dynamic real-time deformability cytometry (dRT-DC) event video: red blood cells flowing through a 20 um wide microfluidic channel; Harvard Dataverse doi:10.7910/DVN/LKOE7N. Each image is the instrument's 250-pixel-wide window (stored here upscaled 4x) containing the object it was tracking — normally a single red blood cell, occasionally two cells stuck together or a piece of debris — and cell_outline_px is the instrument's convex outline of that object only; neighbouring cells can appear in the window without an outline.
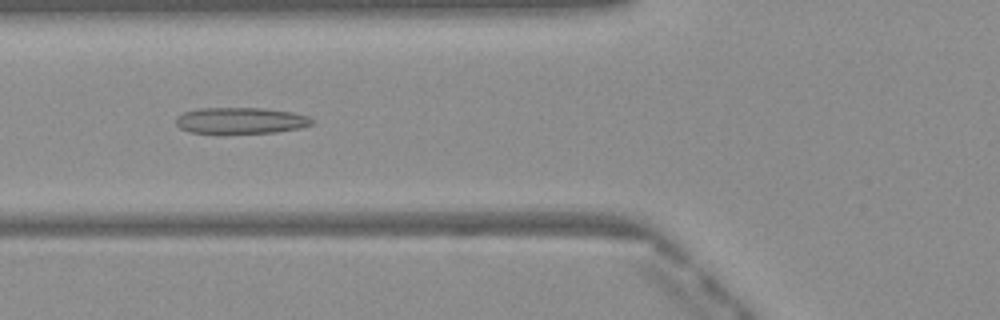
{"species": "Egyptian fruit bat (a non-hibernating species)", "species_latin": "Rousettus aegyptiacus", "temperature_condition": "warm", "stored_images_in_passage": 50, "camera_frame_rate_fps": 3000, "um_per_image_px": 0.085, "frame": {"image": 1, "passage_image": 19, "time_ms": 6.0, "image_size_px": [1000, 320], "cell_outline_px": [[312, 124], [300, 128], [276, 132], [220, 136], [216, 136], [188, 132], [180, 128], [176, 124], [176, 116], [184, 112], [196, 108], [264, 108], [292, 112], [308, 116], [312, 120]], "centroid_in_image_um": [20.37, 10.29], "position_along_channel_um": 105.4, "area_um2": 21.85}}
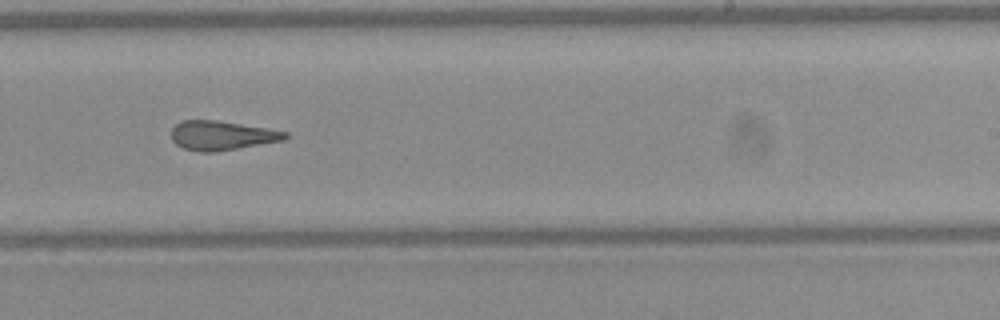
{"frame": {"image": 2, "passage_image": 31, "time_ms": 10.0, "image_size_px": [1000, 320], "cell_outline_px": [[288, 136], [284, 140], [216, 152], [200, 152], [184, 148], [176, 144], [172, 140], [172, 128], [180, 120], [216, 120], [268, 128], [288, 132]], "centroid_in_image_um": [18.85, 11.51], "position_along_channel_um": 270.2, "area_um2": 19.42}}
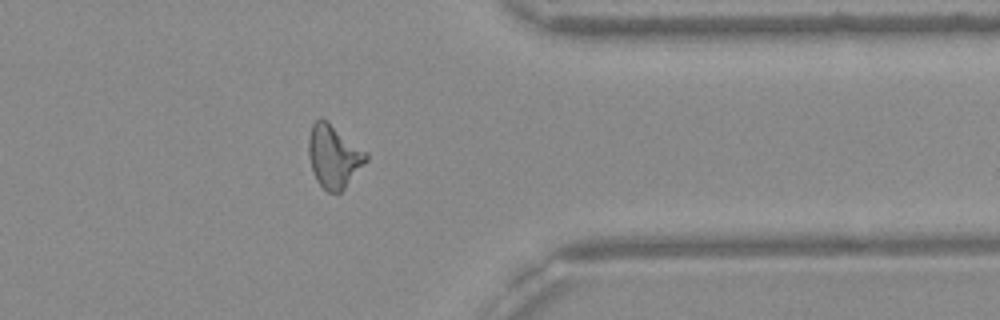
{"frame": {"image": 3, "passage_image": 40, "time_ms": 13.0, "image_size_px": [1000, 320], "cell_outline_px": [[368, 160], [344, 188], [340, 192], [328, 192], [316, 180], [308, 156], [308, 140], [312, 124], [320, 116], [328, 120], [368, 152]], "centroid_in_image_um": [28.38, 13.23], "position_along_channel_um": 383.0, "area_um2": 21.27}, "authors_computed_cell_mechanics": {"area_um2": 21.0392, "velocity_mm_per_s": 4.1071, "shape_relaxation_time_tau1_ms": null, "shape_relaxation_time_tau2_ms": 2.346, "deformation_change_tau1": null, "deformation_change_tau2": 0.1331}}